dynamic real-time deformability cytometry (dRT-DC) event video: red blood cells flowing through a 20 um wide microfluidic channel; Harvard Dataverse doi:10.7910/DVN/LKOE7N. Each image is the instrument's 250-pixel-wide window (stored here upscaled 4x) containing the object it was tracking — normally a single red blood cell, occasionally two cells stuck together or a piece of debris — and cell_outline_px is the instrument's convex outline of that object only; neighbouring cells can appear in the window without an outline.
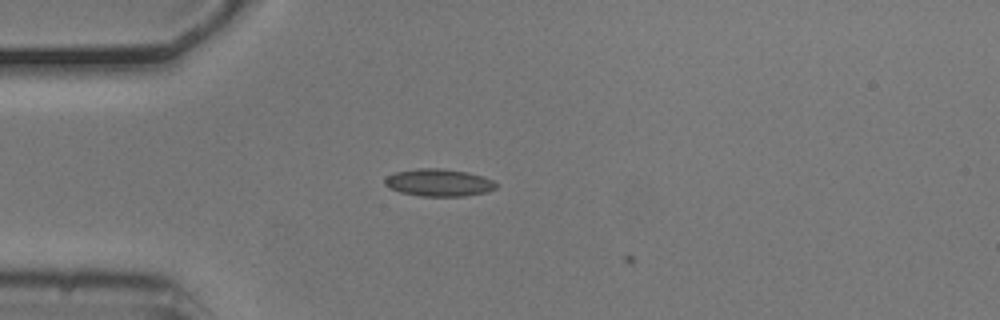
{"species": "common noctule bat (a hibernating species)", "species_latin": "Nyctalus noctula", "temperature_condition": "cold", "stored_images_in_passage": 4, "camera_frame_rate_fps": 3000, "um_per_image_px": 0.085, "animal": {"sex": "male", "body_mass_g": 20.5, "forearm_length_mm": 52.5}, "frame": {"image": 1, "passage_image": 3, "time_ms": 0.667, "image_size_px": [1000, 320], "cell_outline_px": [[496, 188], [488, 192], [464, 196], [420, 196], [400, 192], [388, 188], [384, 184], [384, 176], [396, 172], [420, 168], [440, 168], [468, 172], [492, 180], [496, 184]], "centroid_in_image_um": [37.25, 15.52], "position_along_channel_um": 47.7, "area_um2": 17.8}}